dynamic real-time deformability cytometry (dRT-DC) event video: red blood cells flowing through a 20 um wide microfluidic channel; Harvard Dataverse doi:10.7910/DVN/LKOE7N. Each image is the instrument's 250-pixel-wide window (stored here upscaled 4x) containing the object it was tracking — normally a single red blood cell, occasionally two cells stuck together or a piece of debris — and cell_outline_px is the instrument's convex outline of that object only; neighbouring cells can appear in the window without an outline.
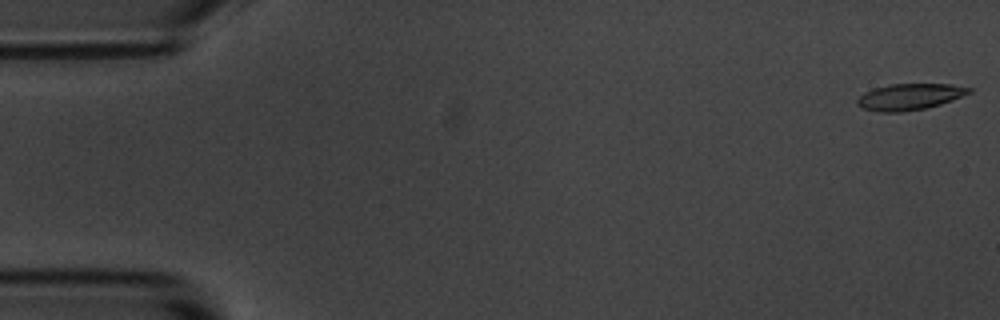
{"species": "common noctule bat (a hibernating species)", "species_latin": "Nyctalus noctula", "temperature_condition": "room temperature", "stored_images_in_passage": 55, "camera_frame_rate_fps": 3000, "um_per_image_px": 0.085, "animal": {"sex": "male", "body_mass_g": 20.1, "forearm_length_mm": 53.5}, "frame": {"image": 1, "passage_image": 1, "time_ms": 0.0, "image_size_px": [1000, 320], "cell_outline_px": [[972, 92], [952, 100], [940, 104], [924, 108], [900, 112], [880, 112], [860, 108], [856, 104], [856, 100], [864, 92], [888, 84], [952, 84], [972, 88]], "centroid_in_image_um": [77.3, 8.22], "position_along_channel_um": 7.7, "area_um2": 17.11}}
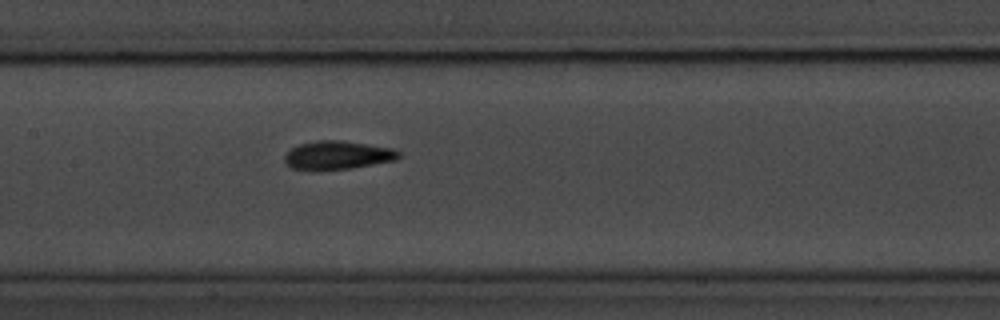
{"frame": {"image": 2, "passage_image": 26, "time_ms": 8.333, "image_size_px": [1000, 320], "cell_outline_px": [[400, 156], [396, 160], [348, 168], [292, 168], [284, 160], [284, 156], [292, 148], [300, 144], [316, 140], [340, 140], [392, 148], [400, 152]], "centroid_in_image_um": [28.72, 13.15], "position_along_channel_um": 178.7, "area_um2": 18.21}}
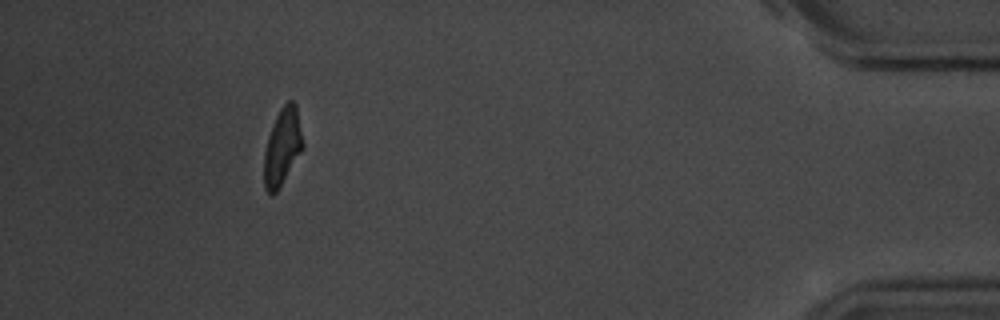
{"frame": {"image": 3, "passage_image": 50, "time_ms": 16.333, "image_size_px": [1000, 320], "cell_outline_px": [[304, 148], [276, 192], [268, 192], [264, 188], [264, 152], [268, 136], [272, 124], [280, 108], [288, 100], [292, 100], [296, 104], [304, 144]], "centroid_in_image_um": [24.01, 12.44], "position_along_channel_um": 411.2, "area_um2": 17.34}, "authors_computed_cell_mechanics": {"area_um2": 17.918, "velocity_mm_per_s": 3.6646, "shape_relaxation_time_tau1_ms": 3.5163, "shape_relaxation_time_tau2_ms": 3.7074, "deformation_change_tau1": 0.1364, "deformation_change_tau2": 0.1052}}